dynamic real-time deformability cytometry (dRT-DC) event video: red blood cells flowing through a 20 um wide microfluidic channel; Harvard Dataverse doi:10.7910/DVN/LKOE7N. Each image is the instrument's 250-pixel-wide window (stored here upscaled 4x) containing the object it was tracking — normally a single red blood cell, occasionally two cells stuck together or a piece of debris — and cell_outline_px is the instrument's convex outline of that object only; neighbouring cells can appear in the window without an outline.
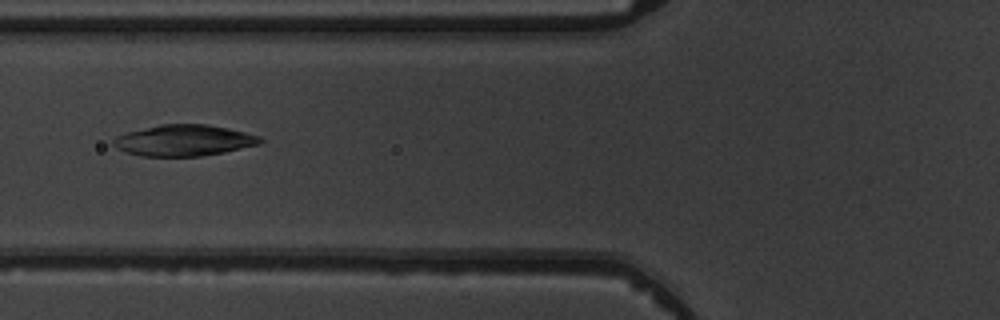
{"species": "common noctule bat (a hibernating species)", "species_latin": "Nyctalus noctula", "temperature_condition": "warm", "stored_images_in_passage": 4, "camera_frame_rate_fps": 3000, "um_per_image_px": 0.085, "animal": {"sex": "male", "body_mass_g": 19.5, "forearm_length_mm": 54.6}, "frame": {"image": 1, "passage_image": 3, "time_ms": 2.333, "image_size_px": [1000, 320], "cell_outline_px": [[264, 140], [260, 144], [224, 152], [200, 156], [140, 156], [116, 148], [112, 144], [112, 140], [116, 136], [128, 132], [160, 124], [204, 124], [228, 128], [260, 136]], "centroid_in_image_um": [15.63, 11.93], "position_along_channel_um": 110.2, "area_um2": 26.53}}
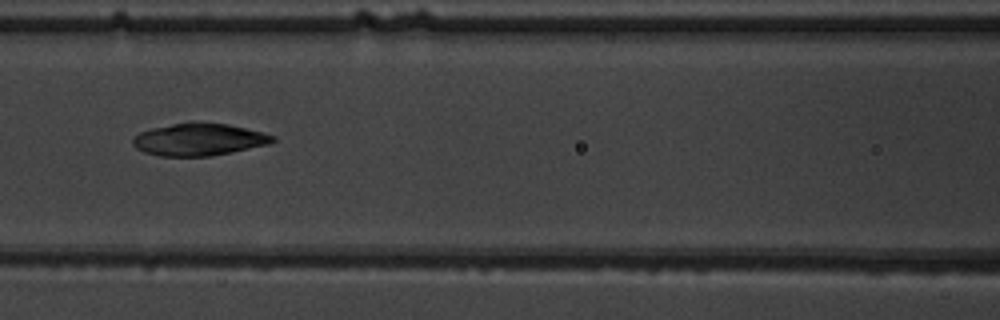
{"frame": {"image": 2, "passage_image": 4, "time_ms": 3.333, "image_size_px": [1000, 320], "cell_outline_px": [[276, 140], [268, 144], [232, 152], [212, 156], [160, 156], [144, 152], [136, 148], [132, 144], [132, 140], [140, 132], [152, 128], [188, 120], [196, 120], [228, 124], [264, 132], [276, 136]], "centroid_in_image_um": [16.92, 11.83], "position_along_channel_um": 149.7, "area_um2": 26.82}}